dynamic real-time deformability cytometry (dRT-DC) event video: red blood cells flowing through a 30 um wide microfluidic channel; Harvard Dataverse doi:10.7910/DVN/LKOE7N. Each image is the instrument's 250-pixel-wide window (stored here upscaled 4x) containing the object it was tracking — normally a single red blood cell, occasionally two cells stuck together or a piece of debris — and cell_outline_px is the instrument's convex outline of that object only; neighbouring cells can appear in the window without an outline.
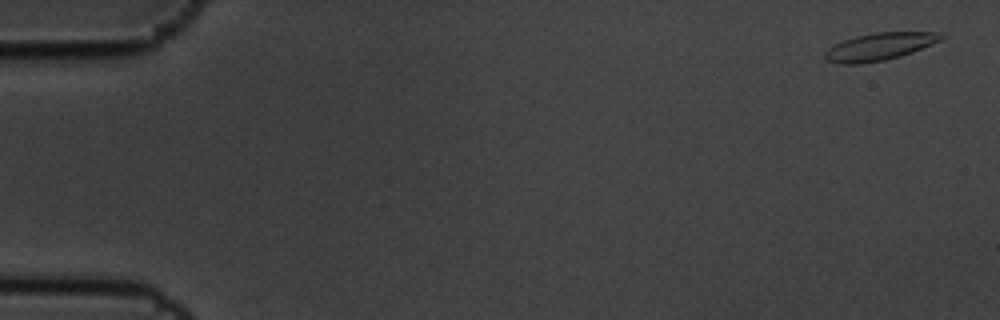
{"species": "common noctule bat (a hibernating species)", "species_latin": "Nyctalus noctula", "temperature_condition": "cold", "stored_images_in_passage": 6, "camera_frame_rate_fps": 3000, "um_per_image_px": 0.085, "animal": {"sex": "male", "body_mass_g": 19.5, "forearm_length_mm": 54.6}, "frame": {"image": 1, "passage_image": 1, "time_ms": 0.0, "image_size_px": [1000, 320], "cell_outline_px": [[948, 36], [940, 40], [912, 52], [900, 56], [884, 60], [860, 64], [840, 64], [828, 60], [824, 56], [824, 52], [828, 48], [844, 40], [856, 36], [872, 32], [940, 32]], "centroid_in_image_um": [74.77, 3.95], "position_along_channel_um": 10.2, "area_um2": 18.5}}
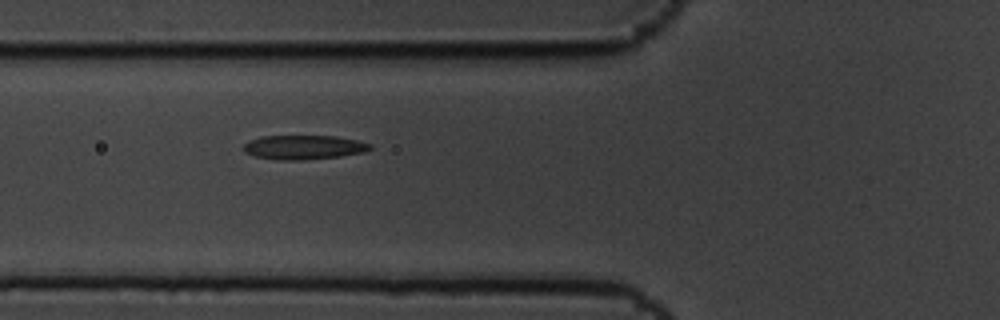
{"frame": {"image": 2, "passage_image": 6, "time_ms": 1.667, "image_size_px": [1000, 320], "cell_outline_px": [[372, 148], [364, 152], [340, 156], [304, 160], [276, 160], [256, 156], [244, 152], [244, 144], [248, 140], [260, 136], [336, 136], [356, 140], [372, 144]], "centroid_in_image_um": [25.8, 12.51], "position_along_channel_um": 100.0, "area_um2": 17.92}}